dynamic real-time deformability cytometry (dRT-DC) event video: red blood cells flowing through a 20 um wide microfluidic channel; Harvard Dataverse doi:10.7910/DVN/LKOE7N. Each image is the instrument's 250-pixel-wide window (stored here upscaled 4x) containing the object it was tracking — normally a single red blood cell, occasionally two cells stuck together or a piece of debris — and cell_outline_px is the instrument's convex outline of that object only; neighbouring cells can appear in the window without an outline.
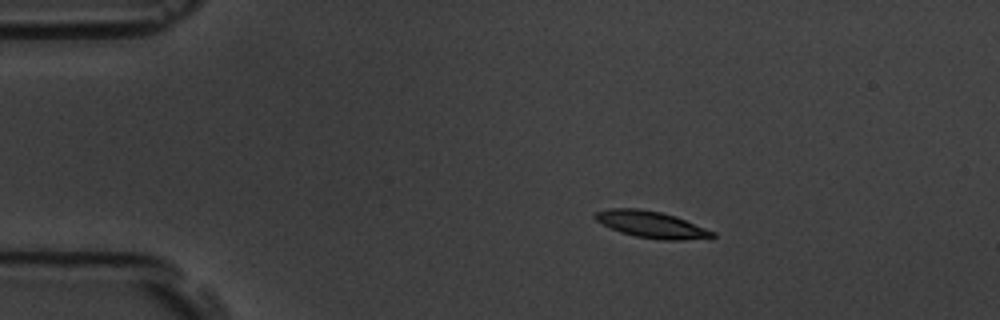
{"species": "common noctule bat (a hibernating species)", "species_latin": "Nyctalus noctula", "temperature_condition": "room temperature", "stored_images_in_passage": 4, "camera_frame_rate_fps": 3000, "um_per_image_px": 0.085, "animal": {"sex": "male", "body_mass_g": 19.5, "forearm_length_mm": 54.6}, "frame": {"image": 1, "passage_image": 2, "time_ms": 1.0, "image_size_px": [1000, 320], "cell_outline_px": [[716, 236], [684, 240], [660, 240], [636, 236], [620, 232], [596, 220], [592, 216], [596, 212], [608, 208], [640, 208], [660, 212], [676, 216], [716, 232]], "centroid_in_image_um": [55.37, 19.07], "position_along_channel_um": 29.6, "area_um2": 18.15}}